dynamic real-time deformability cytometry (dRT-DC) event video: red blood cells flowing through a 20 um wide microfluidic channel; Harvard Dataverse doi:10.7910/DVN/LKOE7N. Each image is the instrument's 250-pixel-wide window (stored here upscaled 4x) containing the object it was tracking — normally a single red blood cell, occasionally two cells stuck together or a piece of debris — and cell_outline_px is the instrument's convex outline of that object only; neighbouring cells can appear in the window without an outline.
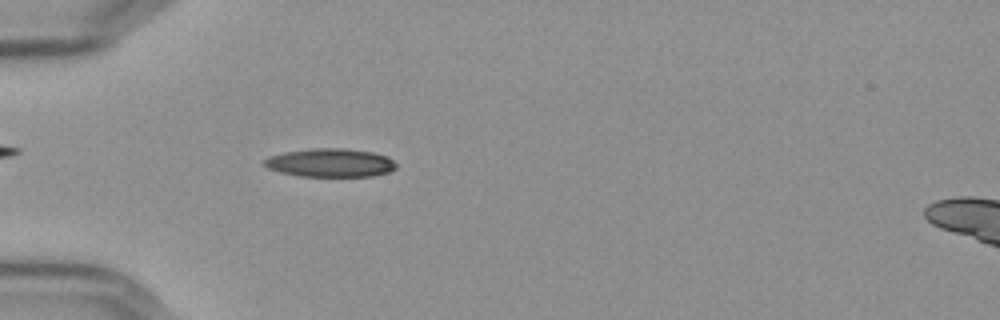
{"species": "Egyptian fruit bat (a non-hibernating species)", "species_latin": "Rousettus aegyptiacus", "temperature_condition": "cold", "stored_images_in_passage": 46, "camera_frame_rate_fps": 3000, "um_per_image_px": 0.085, "frame": {"image": 1, "passage_image": 7, "time_ms": 2.0, "image_size_px": [1000, 320], "cell_outline_px": [[396, 168], [388, 172], [372, 176], [300, 176], [280, 172], [268, 168], [264, 164], [264, 160], [268, 156], [284, 152], [316, 148], [344, 148], [372, 152], [388, 156], [396, 164]], "centroid_in_image_um": [28.08, 13.83], "position_along_channel_um": 56.9, "area_um2": 21.79}}
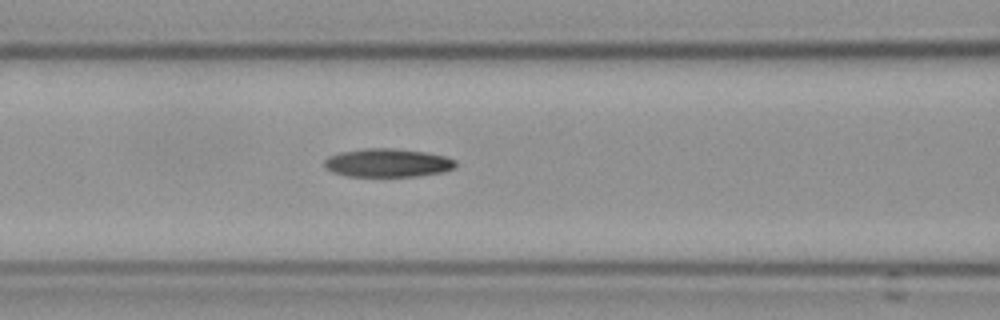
{"frame": {"image": 2, "passage_image": 14, "time_ms": 4.333, "image_size_px": [1000, 320], "cell_outline_px": [[456, 168], [444, 172], [416, 176], [348, 176], [332, 172], [324, 168], [324, 160], [328, 156], [340, 152], [364, 148], [392, 148], [424, 152], [444, 156], [456, 160]], "centroid_in_image_um": [32.93, 13.84], "position_along_channel_um": 133.7, "area_um2": 21.85}}
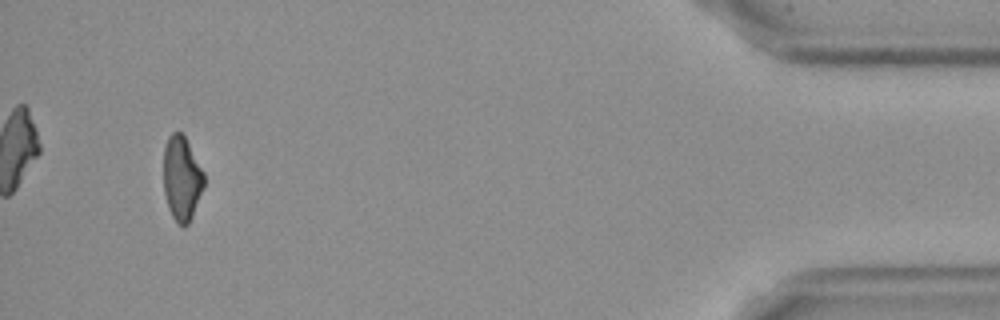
{"frame": {"image": 3, "passage_image": 43, "time_ms": 14.0, "image_size_px": [1000, 320], "cell_outline_px": [[204, 188], [192, 216], [188, 224], [176, 224], [168, 208], [164, 192], [164, 148], [168, 136], [172, 132], [180, 132], [184, 136], [204, 172]], "centroid_in_image_um": [15.45, 15.17], "position_along_channel_um": 419.8, "area_um2": 19.83}}